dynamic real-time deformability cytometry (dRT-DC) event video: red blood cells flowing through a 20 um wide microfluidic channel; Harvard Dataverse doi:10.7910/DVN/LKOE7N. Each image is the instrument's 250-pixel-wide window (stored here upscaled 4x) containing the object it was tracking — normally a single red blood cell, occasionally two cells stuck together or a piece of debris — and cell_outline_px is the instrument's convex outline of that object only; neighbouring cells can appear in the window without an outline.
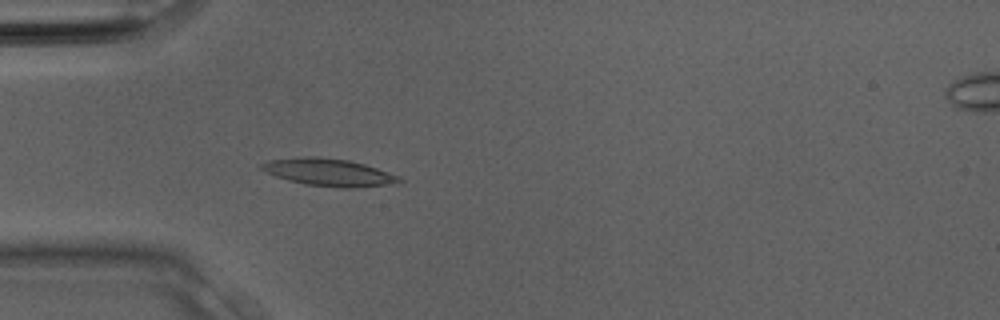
{"species": "Egyptian fruit bat (a non-hibernating species)", "species_latin": "Rousettus aegyptiacus", "temperature_condition": "room temperature", "stored_images_in_passage": 33, "camera_frame_rate_fps": 3000, "um_per_image_px": 0.085, "animal": {"sex": "male"}, "frame": {"image": 1, "passage_image": 10, "time_ms": 3.0, "image_size_px": [1000, 320], "cell_outline_px": [[404, 180], [396, 184], [356, 188], [344, 188], [304, 184], [288, 180], [276, 176], [260, 168], [260, 164], [268, 160], [296, 156], [320, 156], [348, 160], [364, 164], [400, 176]], "centroid_in_image_um": [27.97, 14.64], "position_along_channel_um": 57.0, "area_um2": 22.25}}
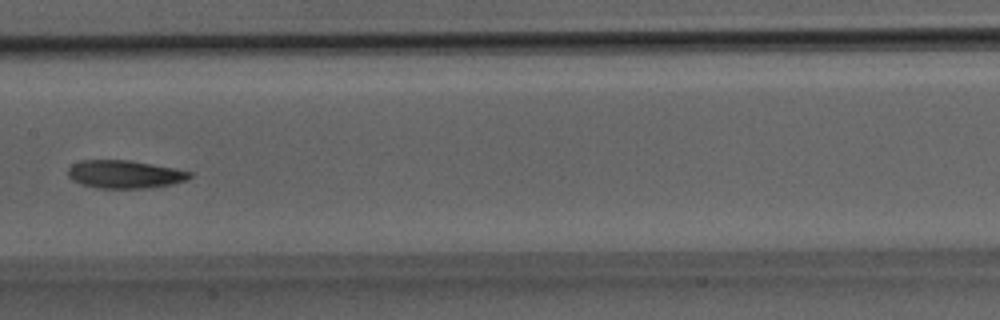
{"frame": {"image": 2, "passage_image": 17, "time_ms": 5.333, "image_size_px": [1000, 320], "cell_outline_px": [[192, 176], [184, 180], [172, 184], [144, 188], [96, 188], [80, 184], [72, 180], [68, 176], [68, 168], [72, 164], [80, 160], [128, 160], [152, 164], [192, 172]], "centroid_in_image_um": [10.54, 14.81], "position_along_channel_um": 196.9, "area_um2": 19.77}}
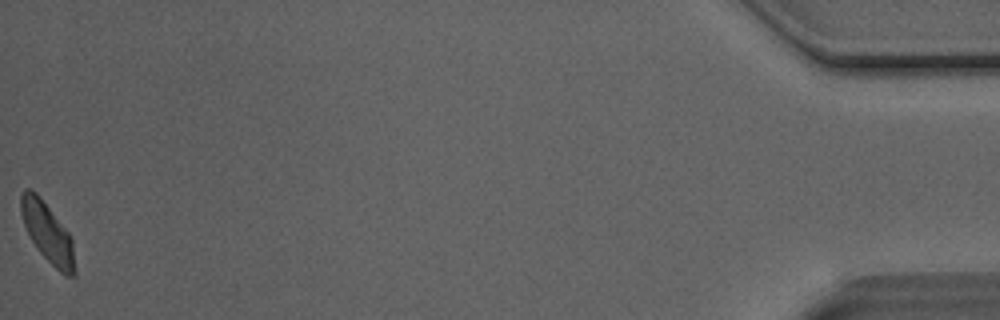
{"frame": {"image": 3, "passage_image": 33, "time_ms": 10.667, "image_size_px": [1000, 320], "cell_outline_px": [[76, 276], [64, 276], [36, 248], [24, 224], [20, 212], [20, 196], [24, 188], [32, 188], [36, 192], [68, 232], [72, 240], [76, 272]], "centroid_in_image_um": [4.04, 19.77], "position_along_channel_um": 431.2, "area_um2": 18.55}}